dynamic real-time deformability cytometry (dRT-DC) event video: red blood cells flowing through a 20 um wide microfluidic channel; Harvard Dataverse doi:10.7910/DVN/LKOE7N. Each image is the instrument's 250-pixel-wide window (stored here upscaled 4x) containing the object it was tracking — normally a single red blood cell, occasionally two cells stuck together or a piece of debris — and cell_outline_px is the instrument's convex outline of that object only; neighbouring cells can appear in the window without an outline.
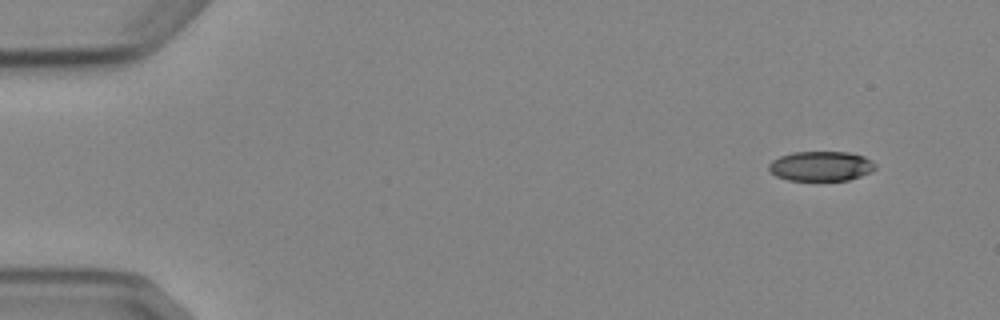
{"species": "Egyptian fruit bat (a non-hibernating species)", "species_latin": "Rousettus aegyptiacus", "temperature_condition": "cold", "stored_images_in_passage": 4, "camera_frame_rate_fps": 3000, "um_per_image_px": 0.085, "animal": {"sex": "female"}, "frame": {"image": 1, "passage_image": 1, "time_ms": 0.0, "image_size_px": [1000, 320], "cell_outline_px": [[876, 168], [860, 176], [848, 180], [788, 180], [776, 176], [768, 168], [768, 164], [772, 160], [780, 156], [792, 152], [848, 152], [864, 156], [872, 160], [876, 164]], "centroid_in_image_um": [69.77, 14.11], "position_along_channel_um": 15.2, "area_um2": 18.44}}
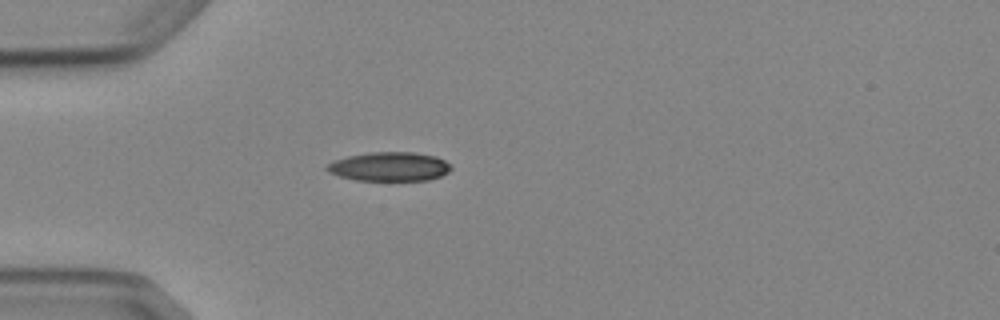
{"frame": {"image": 2, "passage_image": 4, "time_ms": 3.667, "image_size_px": [1000, 320], "cell_outline_px": [[452, 168], [448, 172], [440, 176], [428, 180], [356, 180], [340, 176], [328, 172], [324, 168], [332, 160], [348, 156], [368, 152], [412, 152], [436, 156], [444, 160]], "centroid_in_image_um": [33.07, 14.15], "position_along_channel_um": 51.9, "area_um2": 20.98}}